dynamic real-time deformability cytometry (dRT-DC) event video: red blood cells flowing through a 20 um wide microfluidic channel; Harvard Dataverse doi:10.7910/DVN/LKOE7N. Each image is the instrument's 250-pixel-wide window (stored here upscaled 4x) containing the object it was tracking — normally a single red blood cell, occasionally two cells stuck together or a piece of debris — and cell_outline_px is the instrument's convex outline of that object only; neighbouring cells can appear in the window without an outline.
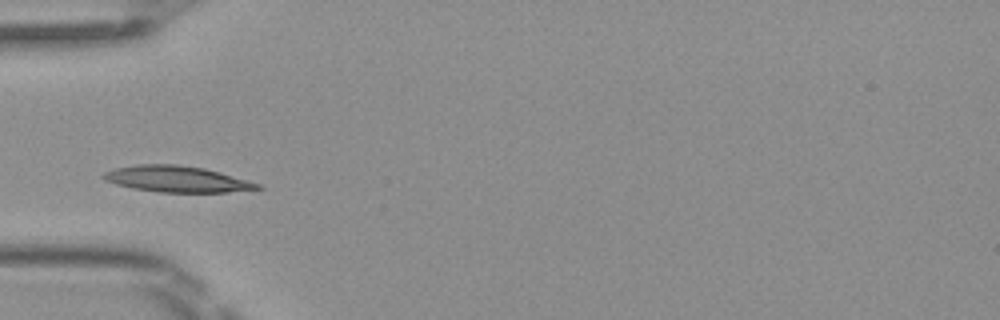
{"species": "Egyptian fruit bat (a non-hibernating species)", "species_latin": "Rousettus aegyptiacus", "temperature_condition": "room temperature", "stored_images_in_passage": 3, "camera_frame_rate_fps": 3000, "um_per_image_px": 0.085, "frame": {"image": 1, "passage_image": 1, "time_ms": 0.0, "image_size_px": [1000, 320], "cell_outline_px": [[264, 188], [228, 192], [160, 192], [132, 188], [116, 184], [104, 180], [100, 176], [104, 172], [116, 168], [136, 164], [176, 164], [204, 168], [220, 172], [260, 184]], "centroid_in_image_um": [15.0, 15.21], "position_along_channel_um": 70.0, "area_um2": 23.41}}
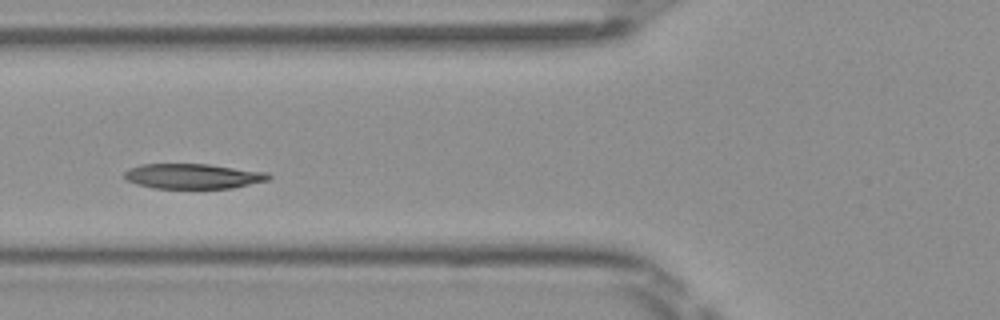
{"frame": {"image": 2, "passage_image": 2, "time_ms": 0.333, "image_size_px": [1000, 320], "cell_outline_px": [[272, 176], [268, 180], [232, 188], [152, 188], [136, 184], [128, 180], [124, 176], [124, 172], [128, 168], [140, 164], [208, 164], [268, 172]], "centroid_in_image_um": [16.4, 14.97], "position_along_channel_um": 109.4, "area_um2": 21.1}}
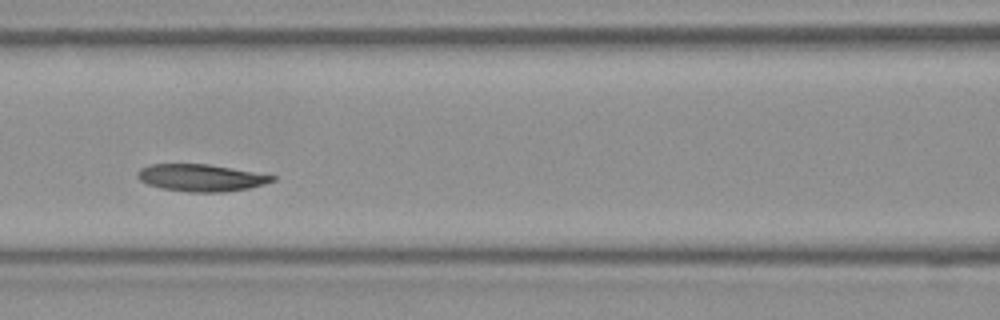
{"frame": {"image": 3, "passage_image": 3, "time_ms": 0.667, "image_size_px": [1000, 320], "cell_outline_px": [[276, 180], [264, 184], [248, 188], [224, 192], [188, 192], [160, 188], [148, 184], [140, 180], [136, 176], [136, 172], [140, 168], [148, 164], [208, 164], [232, 168], [276, 176]], "centroid_in_image_um": [17.05, 15.11], "position_along_channel_um": 149.6, "area_um2": 21.33}}